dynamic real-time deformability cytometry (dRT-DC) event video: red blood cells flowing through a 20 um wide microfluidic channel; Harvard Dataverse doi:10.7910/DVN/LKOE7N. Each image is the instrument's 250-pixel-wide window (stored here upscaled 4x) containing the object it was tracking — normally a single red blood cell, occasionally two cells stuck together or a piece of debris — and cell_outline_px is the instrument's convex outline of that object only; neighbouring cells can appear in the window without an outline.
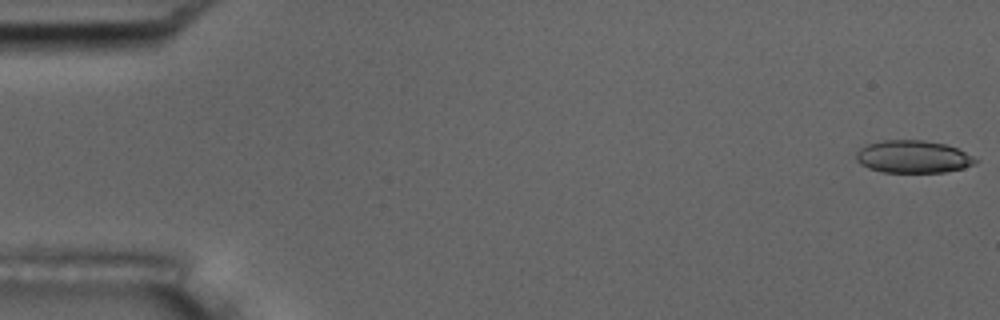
{"species": "common noctule bat (a hibernating species)", "species_latin": "Nyctalus noctula", "temperature_condition": "room temperature", "stored_images_in_passage": 54, "camera_frame_rate_fps": 3000, "um_per_image_px": 0.085, "animal": {"sex": "male", "body_mass_g": 17.5, "forearm_length_mm": 52.3}, "frame": {"image": 1, "passage_image": 1, "time_ms": 0.0, "image_size_px": [1000, 320], "cell_outline_px": [[980, 160], [976, 164], [964, 168], [944, 172], [884, 172], [868, 168], [860, 164], [856, 160], [856, 152], [860, 148], [868, 144], [884, 140], [924, 140], [948, 144]], "centroid_in_image_um": [77.63, 13.32], "position_along_channel_um": 7.4, "area_um2": 22.72}}
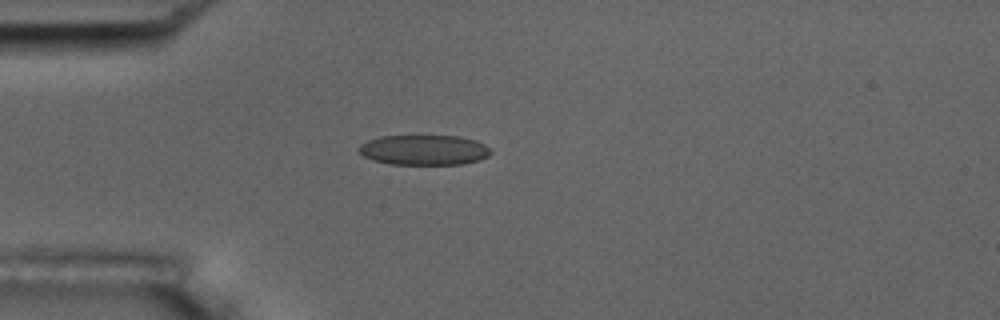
{"frame": {"image": 2, "passage_image": 15, "time_ms": 4.667, "image_size_px": [1000, 320], "cell_outline_px": [[492, 152], [488, 156], [480, 160], [464, 164], [392, 164], [372, 160], [364, 156], [356, 148], [360, 144], [368, 140], [380, 136], [460, 136], [476, 140], [492, 148]], "centroid_in_image_um": [36.07, 12.74], "position_along_channel_um": 48.9, "area_um2": 23.35}}
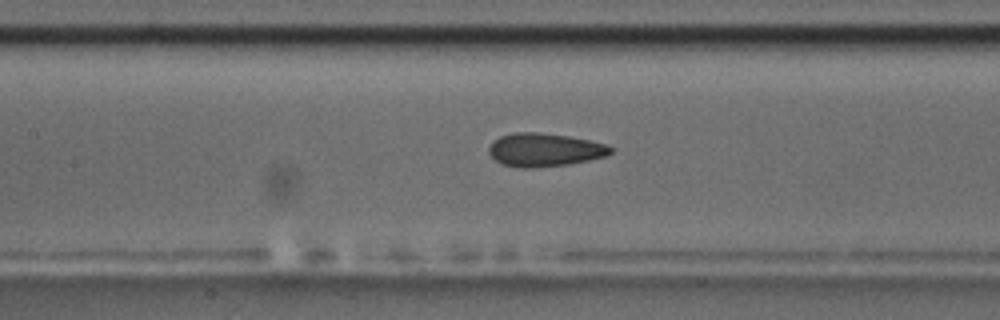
{"frame": {"image": 3, "passage_image": 25, "time_ms": 8.0, "image_size_px": [1000, 320], "cell_outline_px": [[612, 152], [608, 156], [568, 164], [532, 168], [520, 168], [500, 164], [488, 152], [488, 148], [492, 140], [500, 136], [512, 132], [540, 132], [568, 136], [608, 144], [612, 148]], "centroid_in_image_um": [46.26, 12.73], "position_along_channel_um": 161.1, "area_um2": 23.87}, "authors_computed_cell_mechanics": {"area_um2": 23.2356, "velocity_mm_per_s": 3.7312, "shape_relaxation_time_tau1_ms": 4.2079, "shape_relaxation_time_tau2_ms": 1.989, "deformation_change_tau1": 0.1217, "deformation_change_tau2": 0.0911}}